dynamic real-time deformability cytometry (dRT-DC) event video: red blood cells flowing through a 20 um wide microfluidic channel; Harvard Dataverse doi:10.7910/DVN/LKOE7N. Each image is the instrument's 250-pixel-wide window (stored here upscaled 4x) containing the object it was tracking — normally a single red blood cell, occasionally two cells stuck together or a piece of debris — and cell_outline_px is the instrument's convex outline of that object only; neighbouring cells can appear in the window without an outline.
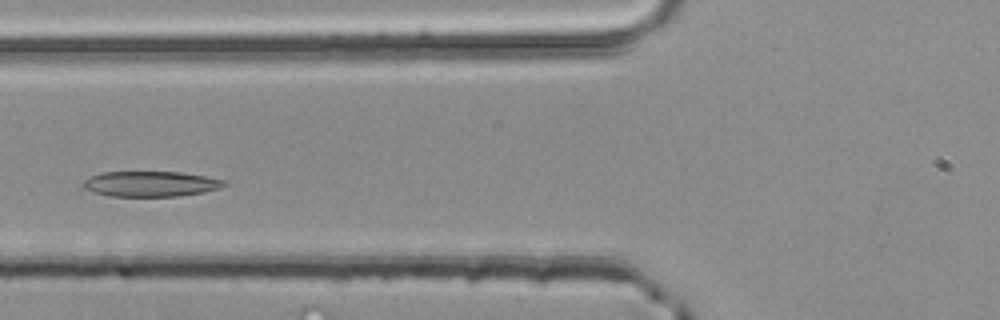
{"species": "common noctule bat (a hibernating species)", "species_latin": "Nyctalus noctula", "temperature_condition": "room temperature", "stored_images_in_passage": 45, "camera_frame_rate_fps": 3000, "um_per_image_px": 0.085, "animal": {"sex": "male", "body_mass_g": 20.4}, "frame": {"image": 1, "passage_image": 13, "time_ms": 4.0, "image_size_px": [1000, 320], "cell_outline_px": [[224, 184], [220, 188], [204, 192], [180, 196], [112, 196], [96, 192], [84, 188], [84, 180], [92, 176], [104, 172], [180, 172], [208, 176], [224, 180]], "centroid_in_image_um": [12.85, 15.63], "position_along_channel_um": 112.9, "area_um2": 20.58}}
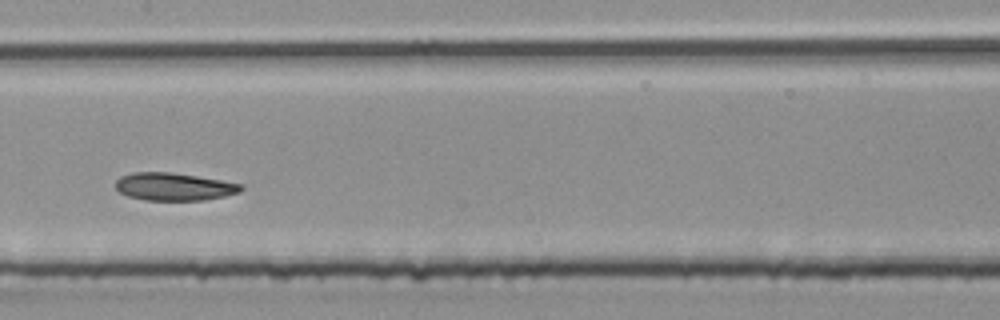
{"frame": {"image": 2, "passage_image": 19, "time_ms": 6.0, "image_size_px": [1000, 320], "cell_outline_px": [[244, 188], [240, 192], [224, 196], [204, 200], [144, 200], [128, 196], [120, 192], [116, 188], [116, 180], [120, 176], [132, 172], [168, 172], [196, 176], [244, 184]], "centroid_in_image_um": [14.79, 15.86], "position_along_channel_um": 192.6, "area_um2": 20.23}}
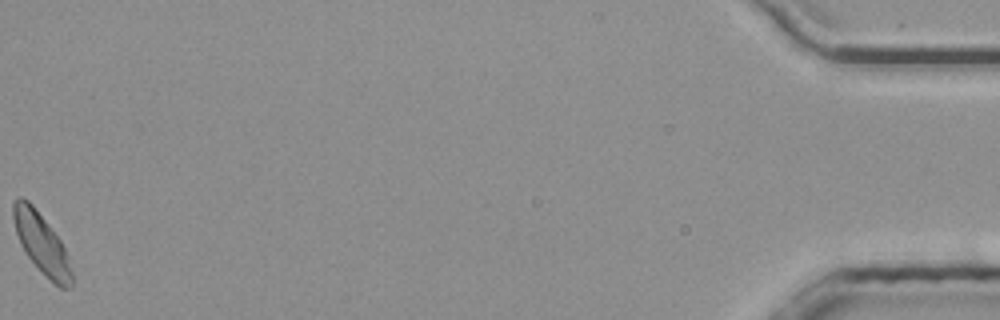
{"frame": {"image": 3, "passage_image": 45, "time_ms": 14.667, "image_size_px": [1000, 320], "cell_outline_px": [[72, 288], [60, 288], [28, 256], [20, 244], [12, 220], [12, 200], [20, 196], [28, 200], [32, 204], [60, 240], [68, 256], [72, 272]], "centroid_in_image_um": [3.5, 20.64], "position_along_channel_um": 431.7, "area_um2": 20.11}, "authors_computed_cell_mechanics": {"area_um2": 20.4612, "velocity_mm_per_s": 3.9646, "shape_relaxation_time_tau1_ms": 10.4125, "shape_relaxation_time_tau2_ms": 3.0093, "deformation_change_tau1": 0.1677, "deformation_change_tau2": 0.0842}}